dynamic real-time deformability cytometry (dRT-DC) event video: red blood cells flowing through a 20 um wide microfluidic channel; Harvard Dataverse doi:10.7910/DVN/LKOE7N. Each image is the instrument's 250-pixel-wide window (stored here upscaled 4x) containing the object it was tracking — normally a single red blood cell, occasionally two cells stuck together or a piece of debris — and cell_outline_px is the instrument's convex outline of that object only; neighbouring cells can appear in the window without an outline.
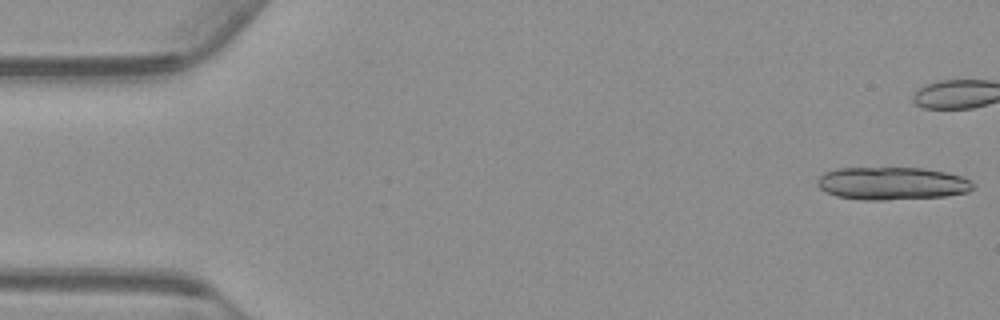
{"species": "common noctule bat (a hibernating species)", "species_latin": "Nyctalus noctula", "temperature_condition": "warm", "stored_images_in_passage": 14, "camera_frame_rate_fps": 3000, "um_per_image_px": 0.085, "animal": {"sex": "male", "body_mass_g": 23.1, "forearm_length_mm": 52.7}, "frame": {"image": 1, "passage_image": 1, "time_ms": 0.0, "image_size_px": [1000, 320], "cell_outline_px": [[972, 188], [968, 192], [944, 196], [888, 200], [864, 200], [836, 196], [820, 188], [816, 184], [816, 180], [824, 172], [836, 168], [924, 168], [944, 172], [960, 176], [972, 180]], "centroid_in_image_um": [75.79, 15.59], "position_along_channel_um": 9.2, "area_um2": 29.71}}